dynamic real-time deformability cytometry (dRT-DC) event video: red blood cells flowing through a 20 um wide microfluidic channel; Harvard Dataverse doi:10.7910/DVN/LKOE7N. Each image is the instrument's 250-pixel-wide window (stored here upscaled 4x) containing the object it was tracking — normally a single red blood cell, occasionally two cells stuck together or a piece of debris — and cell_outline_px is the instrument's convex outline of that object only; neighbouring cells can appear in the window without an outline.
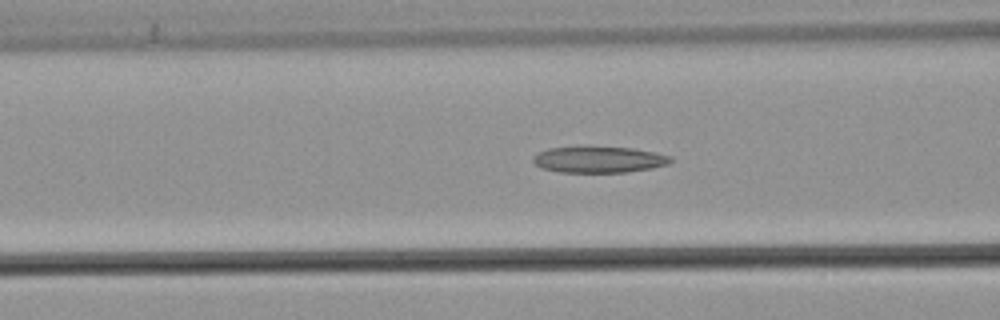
{"species": "common noctule bat (a hibernating species)", "species_latin": "Nyctalus noctula", "temperature_condition": "warm", "stored_images_in_passage": 55, "camera_frame_rate_fps": 3000, "um_per_image_px": 0.085, "animal": {"sex": "male", "body_mass_g": 21.5, "forearm_length_mm": 52.0}, "frame": {"image": 1, "passage_image": 22, "time_ms": 7.0, "image_size_px": [1000, 320], "cell_outline_px": [[672, 160], [668, 164], [652, 168], [628, 172], [560, 172], [540, 168], [532, 160], [532, 156], [536, 152], [548, 148], [588, 144], [632, 148], [656, 152], [672, 156]], "centroid_in_image_um": [50.86, 13.52], "position_along_channel_um": 115.7, "area_um2": 22.02}}
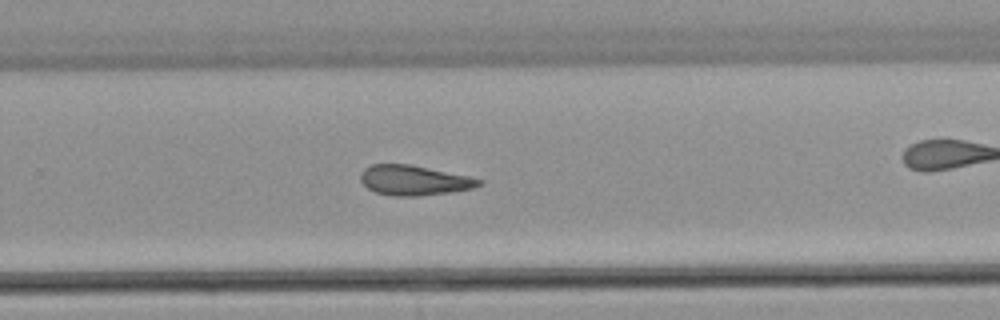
{"frame": {"image": 2, "passage_image": 36, "time_ms": 11.667, "image_size_px": [1000, 320], "cell_outline_px": [[484, 180], [476, 188], [452, 192], [420, 196], [396, 196], [376, 192], [368, 188], [360, 180], [360, 172], [364, 168], [372, 164], [408, 164], [468, 176]], "centroid_in_image_um": [35.19, 15.33], "position_along_channel_um": 294.6, "area_um2": 20.63}}
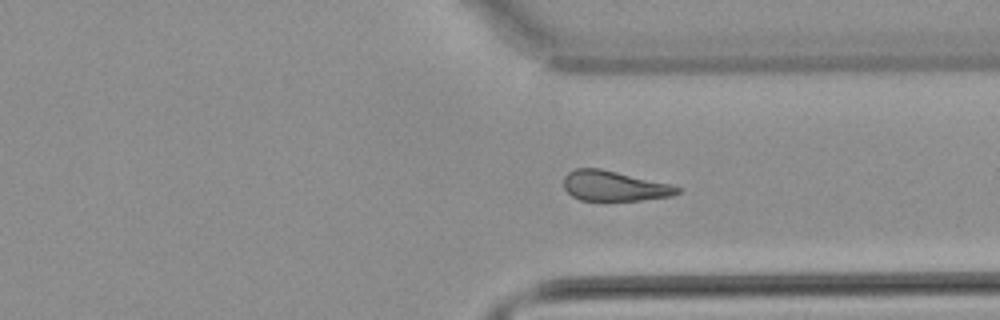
{"frame": {"image": 3, "passage_image": 41, "time_ms": 13.333, "image_size_px": [1000, 320], "cell_outline_px": [[680, 192], [672, 196], [640, 200], [580, 200], [572, 196], [564, 188], [564, 176], [568, 172], [576, 168], [600, 168], [668, 184], [680, 188]], "centroid_in_image_um": [52.16, 15.81], "position_along_channel_um": 359.2, "area_um2": 19.65}, "authors_computed_cell_mechanics": {"area_um2": 21.4438, "velocity_mm_per_s": 3.8447, "shape_relaxation_time_tau1_ms": null, "shape_relaxation_time_tau2_ms": 10.1055, "deformation_change_tau1": null, "deformation_change_tau2": 0.2426}}